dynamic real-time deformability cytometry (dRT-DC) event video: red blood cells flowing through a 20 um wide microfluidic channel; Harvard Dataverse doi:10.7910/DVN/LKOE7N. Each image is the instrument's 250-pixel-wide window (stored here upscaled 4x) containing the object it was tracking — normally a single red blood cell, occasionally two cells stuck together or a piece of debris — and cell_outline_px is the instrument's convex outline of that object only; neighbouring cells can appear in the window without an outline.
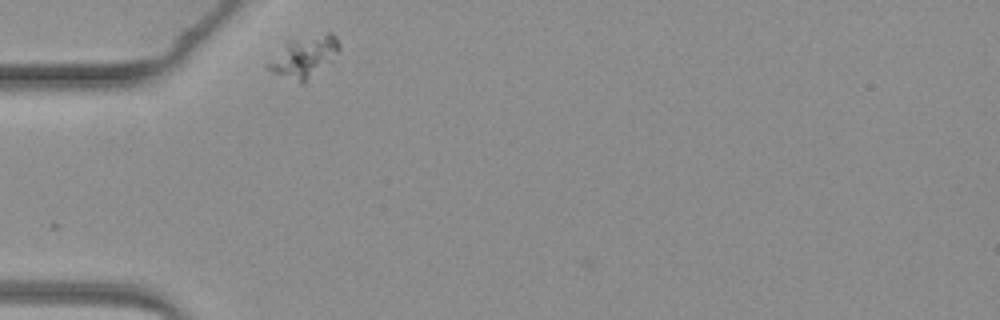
{"species": "common noctule bat (a hibernating species)", "species_latin": "Nyctalus noctula", "temperature_condition": "warm", "stored_images_in_passage": 2, "camera_frame_rate_fps": 3000, "um_per_image_px": 0.085, "animal": {"sex": "female", "body_mass_g": 19.3, "forearm_length_mm": 54.1}, "frame": {"image": 1, "passage_image": 1, "time_ms": 0.0, "image_size_px": [1000, 320], "cell_outline_px": [[340, 48], [304, 84], [300, 84], [272, 72], [264, 68], [264, 64], [284, 40], [328, 32], [332, 32], [336, 36], [340, 44]], "centroid_in_image_um": [25.73, 4.79], "position_along_channel_um": 59.3, "area_um2": 17.4}}